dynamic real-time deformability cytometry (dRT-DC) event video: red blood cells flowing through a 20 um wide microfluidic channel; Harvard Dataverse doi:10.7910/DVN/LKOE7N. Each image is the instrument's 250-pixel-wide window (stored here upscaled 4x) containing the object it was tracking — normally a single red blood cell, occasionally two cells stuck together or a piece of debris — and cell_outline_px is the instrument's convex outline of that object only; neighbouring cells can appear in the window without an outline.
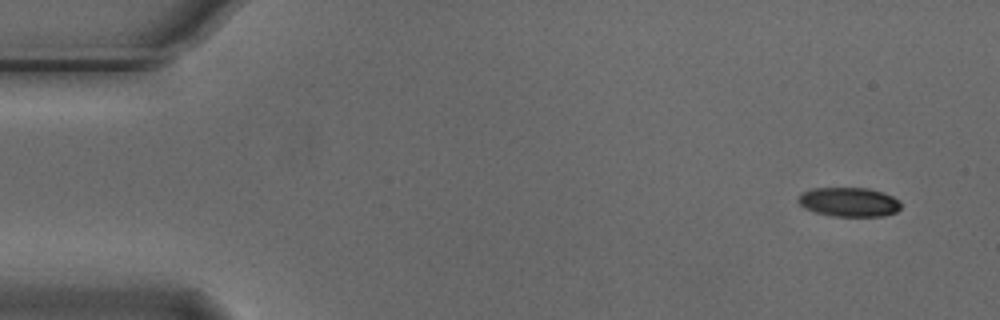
{"species": "Egyptian fruit bat (a non-hibernating species)", "species_latin": "Rousettus aegyptiacus", "temperature_condition": "cold", "stored_images_in_passage": 5, "camera_frame_rate_fps": 3000, "um_per_image_px": 0.085, "animal": {"sex": "male"}, "frame": {"image": 1, "passage_image": 1, "time_ms": 0.0, "image_size_px": [1000, 320], "cell_outline_px": [[900, 208], [896, 212], [884, 216], [832, 216], [816, 212], [804, 208], [796, 200], [800, 192], [812, 188], [868, 188], [892, 196], [900, 200]], "centroid_in_image_um": [72.13, 17.17], "position_along_channel_um": 12.9, "area_um2": 17.57}}
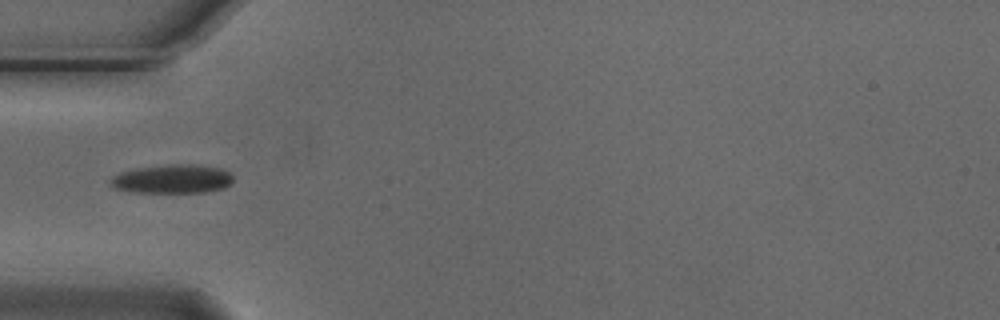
{"frame": {"image": 2, "passage_image": 5, "time_ms": 1.333, "image_size_px": [1000, 320], "cell_outline_px": [[232, 184], [224, 188], [204, 192], [132, 192], [116, 188], [108, 184], [108, 180], [112, 176], [120, 172], [136, 168], [172, 164], [196, 164], [220, 168], [232, 172]], "centroid_in_image_um": [14.66, 15.2], "position_along_channel_um": 70.3, "area_um2": 20.81}}